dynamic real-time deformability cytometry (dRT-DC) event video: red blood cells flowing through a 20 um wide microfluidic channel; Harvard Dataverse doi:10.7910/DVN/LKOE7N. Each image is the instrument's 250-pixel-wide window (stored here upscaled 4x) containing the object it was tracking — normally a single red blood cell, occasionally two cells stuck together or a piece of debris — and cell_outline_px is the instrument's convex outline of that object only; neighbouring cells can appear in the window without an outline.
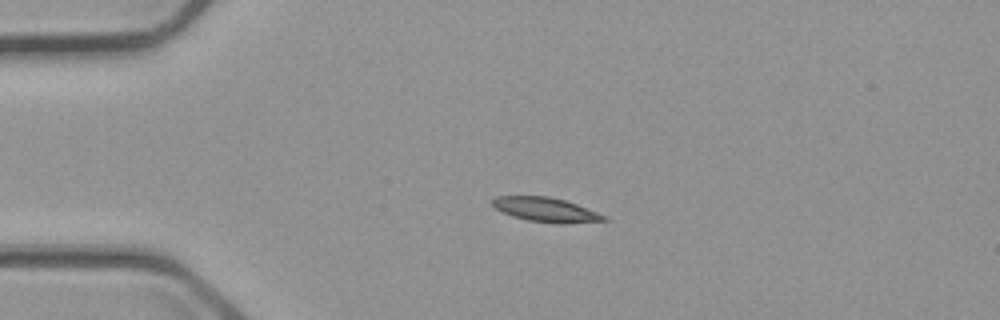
{"species": "common noctule bat (a hibernating species)", "species_latin": "Nyctalus noctula", "temperature_condition": "cold", "stored_images_in_passage": 44, "camera_frame_rate_fps": 3000, "um_per_image_px": 0.085, "animal": {"sex": "male", "body_mass_g": 23.1, "forearm_length_mm": 52.7}, "frame": {"image": 1, "passage_image": 1, "time_ms": 0.0, "image_size_px": [1000, 320], "cell_outline_px": [[608, 220], [560, 224], [528, 220], [512, 216], [500, 212], [488, 200], [496, 196], [548, 196], [564, 200], [576, 204], [596, 212], [604, 216]], "centroid_in_image_um": [46.31, 17.81], "position_along_channel_um": 38.7, "area_um2": 15.72}}
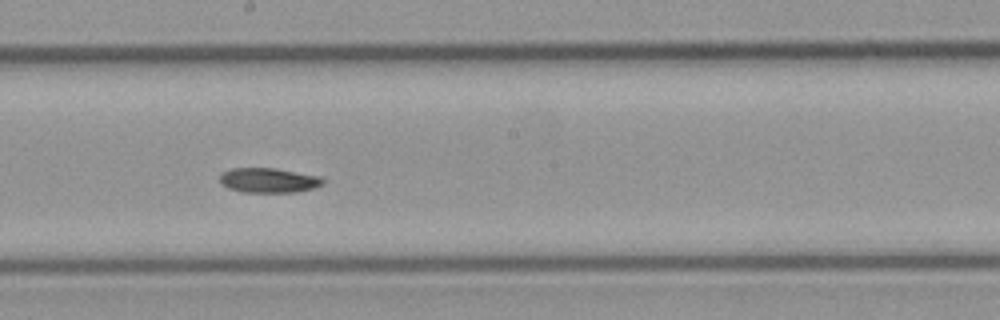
{"frame": {"image": 2, "passage_image": 19, "time_ms": 6.0, "image_size_px": [1000, 320], "cell_outline_px": [[324, 184], [312, 188], [296, 192], [244, 192], [228, 188], [220, 184], [220, 176], [224, 172], [232, 168], [276, 168], [320, 176], [324, 180]], "centroid_in_image_um": [22.84, 15.32], "position_along_channel_um": 225.4, "area_um2": 14.85}}
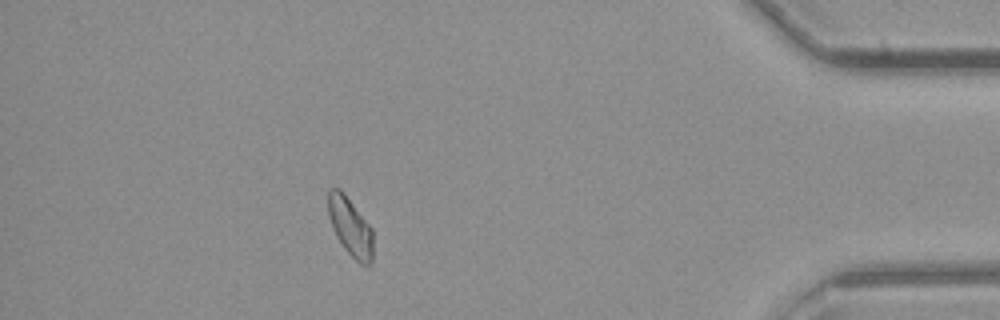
{"frame": {"image": 3, "passage_image": 38, "time_ms": 12.333, "image_size_px": [1000, 320], "cell_outline_px": [[372, 264], [368, 268], [360, 264], [344, 248], [336, 236], [332, 228], [328, 216], [328, 192], [332, 188], [340, 188], [344, 192], [372, 228]], "centroid_in_image_um": [29.78, 19.29], "position_along_channel_um": 405.4, "area_um2": 15.43}, "authors_computed_cell_mechanics": {"area_um2": 15.4615, "velocity_mm_per_s": 3.6542, "shape_relaxation_time_tau1_ms": 9.4482, "shape_relaxation_time_tau2_ms": null, "deformation_change_tau1": 0.1467, "deformation_change_tau2": null}}